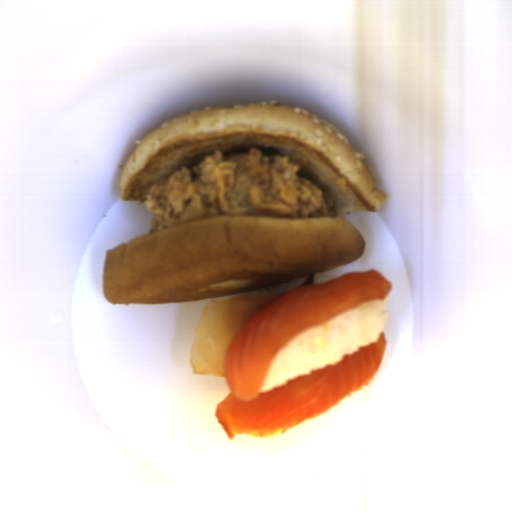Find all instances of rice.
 <instances>
[{
    "instance_id": "652b925c",
    "label": "rice",
    "mask_w": 512,
    "mask_h": 512,
    "mask_svg": "<svg viewBox=\"0 0 512 512\" xmlns=\"http://www.w3.org/2000/svg\"><path fill=\"white\" fill-rule=\"evenodd\" d=\"M388 313L387 299H379L305 330L287 342L271 362L260 384V394L314 370L337 365L343 356L375 344L385 330Z\"/></svg>"
}]
</instances>
